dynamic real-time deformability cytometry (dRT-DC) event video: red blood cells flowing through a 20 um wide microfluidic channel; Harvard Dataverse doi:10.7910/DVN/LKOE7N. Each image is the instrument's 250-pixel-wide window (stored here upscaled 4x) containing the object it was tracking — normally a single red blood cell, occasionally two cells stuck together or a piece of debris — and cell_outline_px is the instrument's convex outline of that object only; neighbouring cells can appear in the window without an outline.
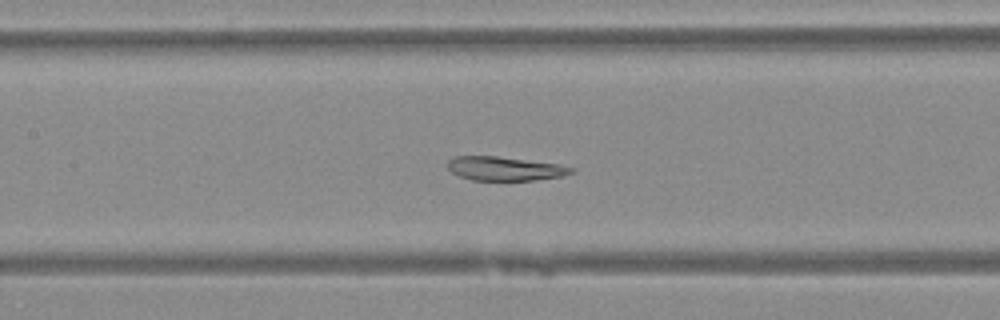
{"species": "Egyptian fruit bat (a non-hibernating species)", "species_latin": "Rousettus aegyptiacus", "temperature_condition": "warm", "stored_images_in_passage": 34, "camera_frame_rate_fps": 3000, "um_per_image_px": 0.085, "animal": {"sex": "female"}, "frame": {"image": 1, "passage_image": 15, "time_ms": 4.667, "image_size_px": [1000, 320], "cell_outline_px": [[576, 172], [560, 176], [536, 180], [472, 180], [460, 176], [452, 172], [448, 168], [448, 160], [456, 156], [496, 156], [560, 164], [572, 168]], "centroid_in_image_um": [42.91, 14.33], "position_along_channel_um": 164.5, "area_um2": 17.11}}
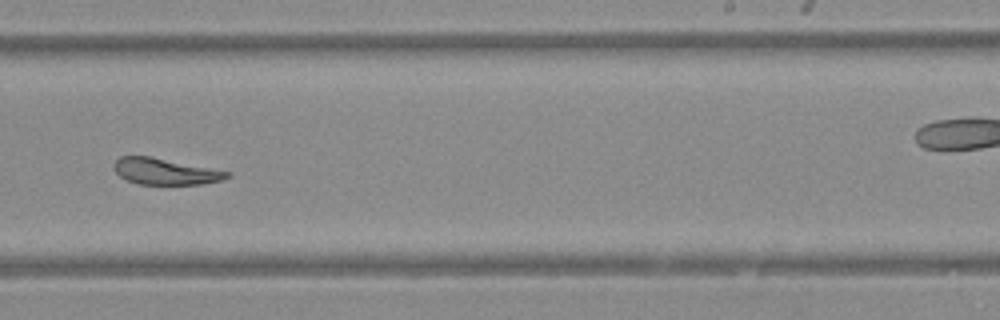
{"frame": {"image": 2, "passage_image": 23, "time_ms": 7.333, "image_size_px": [1000, 320], "cell_outline_px": [[228, 176], [224, 180], [204, 184], [140, 184], [128, 180], [120, 176], [112, 168], [112, 164], [120, 156], [152, 156], [228, 172]], "centroid_in_image_um": [13.99, 14.57], "position_along_channel_um": 275.0, "area_um2": 17.17}}
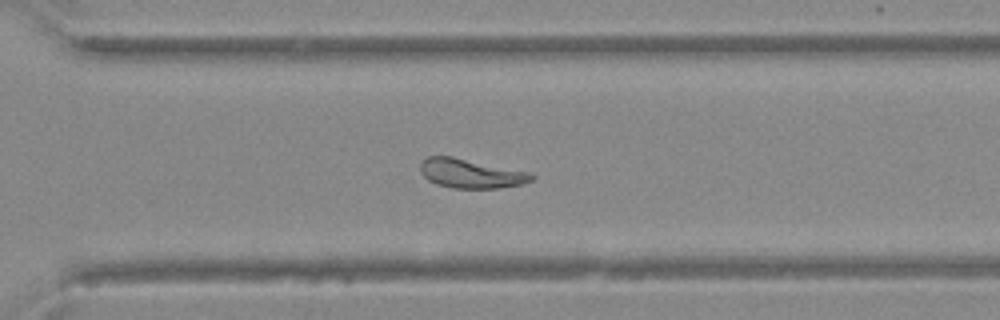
{"frame": {"image": 3, "passage_image": 27, "time_ms": 8.667, "image_size_px": [1000, 320], "cell_outline_px": [[536, 176], [532, 180], [520, 184], [496, 188], [452, 188], [436, 184], [428, 180], [420, 172], [420, 164], [428, 156], [452, 156], [528, 172]], "centroid_in_image_um": [39.98, 14.75], "position_along_channel_um": 330.6, "area_um2": 18.73}}